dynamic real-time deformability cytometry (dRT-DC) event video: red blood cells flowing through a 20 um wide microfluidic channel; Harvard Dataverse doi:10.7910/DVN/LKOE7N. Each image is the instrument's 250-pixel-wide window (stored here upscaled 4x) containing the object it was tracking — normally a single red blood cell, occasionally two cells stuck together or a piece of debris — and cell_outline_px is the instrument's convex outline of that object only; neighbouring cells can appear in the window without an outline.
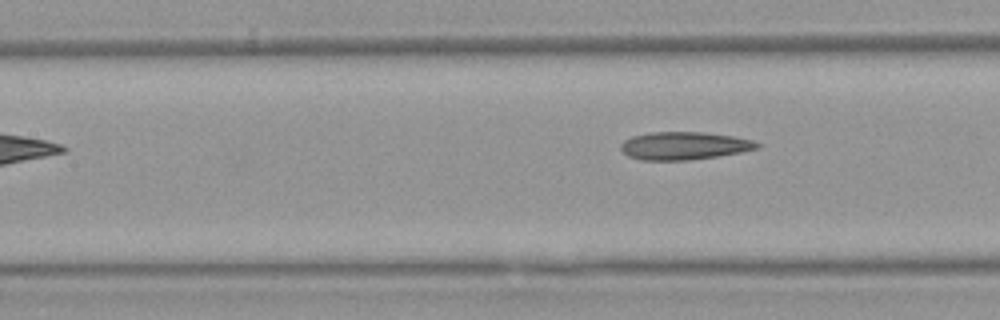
{"species": "Egyptian fruit bat (a non-hibernating species)", "species_latin": "Rousettus aegyptiacus", "temperature_condition": "warm", "stored_images_in_passage": 6, "camera_frame_rate_fps": 3000, "um_per_image_px": 0.085, "animal": {"sex": "female"}, "frame": {"image": 1, "passage_image": 6, "time_ms": 6.0, "image_size_px": [1000, 320], "cell_outline_px": [[760, 148], [740, 152], [716, 156], [688, 160], [640, 160], [628, 156], [620, 148], [620, 144], [624, 140], [632, 136], [652, 132], [704, 132], [732, 136], [752, 140], [760, 144]], "centroid_in_image_um": [58.13, 12.39], "position_along_channel_um": 149.3, "area_um2": 22.02}}